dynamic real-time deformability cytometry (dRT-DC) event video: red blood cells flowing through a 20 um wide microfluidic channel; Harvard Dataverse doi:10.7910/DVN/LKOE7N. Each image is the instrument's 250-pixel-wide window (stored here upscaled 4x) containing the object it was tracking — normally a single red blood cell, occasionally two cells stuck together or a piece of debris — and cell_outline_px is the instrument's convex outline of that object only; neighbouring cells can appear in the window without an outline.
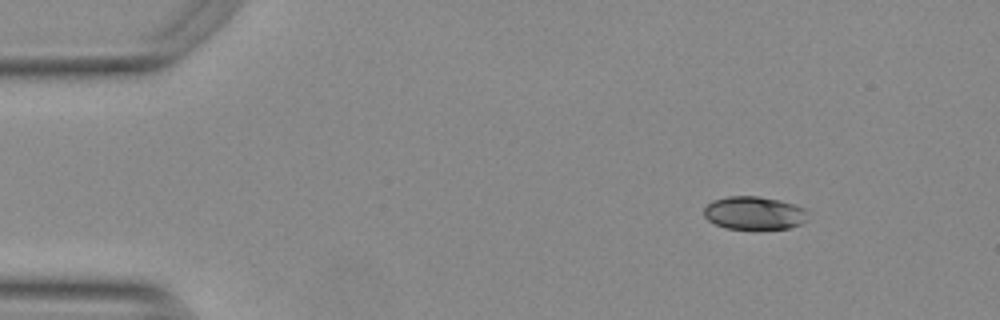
{"species": "Egyptian fruit bat (a non-hibernating species)", "species_latin": "Rousettus aegyptiacus", "temperature_condition": "warm", "stored_images_in_passage": 12, "camera_frame_rate_fps": 3000, "um_per_image_px": 0.085, "animal": {"sex": "female"}, "frame": {"image": 1, "passage_image": 1, "time_ms": 0.0, "image_size_px": [1000, 320], "cell_outline_px": [[808, 212], [804, 220], [800, 224], [788, 228], [756, 232], [724, 228], [708, 220], [704, 216], [704, 208], [712, 200], [728, 196], [756, 196], [780, 200], [804, 208]], "centroid_in_image_um": [64.07, 18.15], "position_along_channel_um": 20.9, "area_um2": 20.69}}
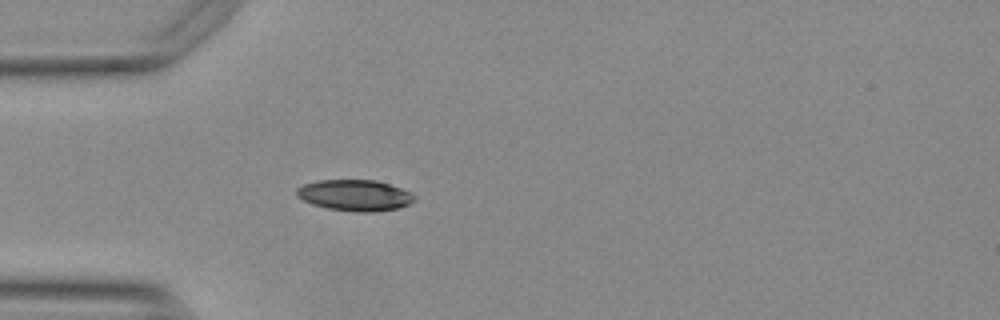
{"frame": {"image": 2, "passage_image": 10, "time_ms": 3.0, "image_size_px": [1000, 320], "cell_outline_px": [[416, 200], [408, 204], [396, 208], [372, 212], [352, 212], [328, 208], [312, 204], [296, 196], [296, 188], [304, 184], [320, 180], [376, 180], [412, 192], [416, 196]], "centroid_in_image_um": [30.17, 16.6], "position_along_channel_um": 54.8, "area_um2": 21.33}}